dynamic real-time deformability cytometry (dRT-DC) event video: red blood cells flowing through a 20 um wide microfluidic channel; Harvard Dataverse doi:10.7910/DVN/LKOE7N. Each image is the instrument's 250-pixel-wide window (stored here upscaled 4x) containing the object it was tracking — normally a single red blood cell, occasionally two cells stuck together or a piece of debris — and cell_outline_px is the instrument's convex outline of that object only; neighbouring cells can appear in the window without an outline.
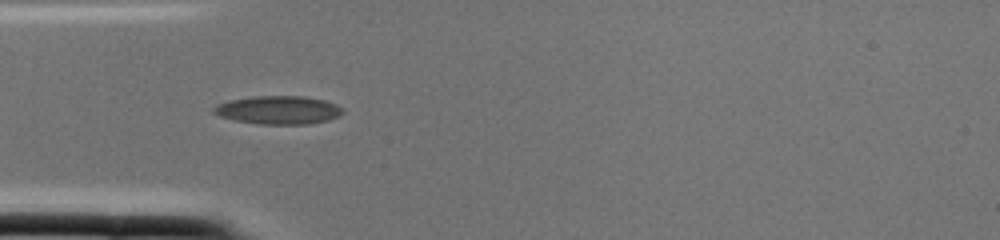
{"species": "common noctule bat (a hibernating species)", "species_latin": "Nyctalus noctula", "temperature_condition": "cold", "stored_images_in_passage": 2, "camera_frame_rate_fps": 3000, "um_per_image_px": 0.085, "animal": {"sex": "female", "body_mass_g": 22.0, "forearm_length_mm": 56.7}, "frame": {"image": 1, "passage_image": 2, "time_ms": 0.333, "image_size_px": [1000, 240], "cell_outline_px": [[344, 112], [340, 116], [328, 120], [308, 124], [260, 124], [236, 120], [220, 116], [212, 112], [212, 108], [216, 104], [228, 100], [252, 96], [304, 96], [324, 100], [336, 104], [344, 108]], "centroid_in_image_um": [23.67, 9.34], "position_along_channel_um": 61.3, "area_um2": 21.44}}